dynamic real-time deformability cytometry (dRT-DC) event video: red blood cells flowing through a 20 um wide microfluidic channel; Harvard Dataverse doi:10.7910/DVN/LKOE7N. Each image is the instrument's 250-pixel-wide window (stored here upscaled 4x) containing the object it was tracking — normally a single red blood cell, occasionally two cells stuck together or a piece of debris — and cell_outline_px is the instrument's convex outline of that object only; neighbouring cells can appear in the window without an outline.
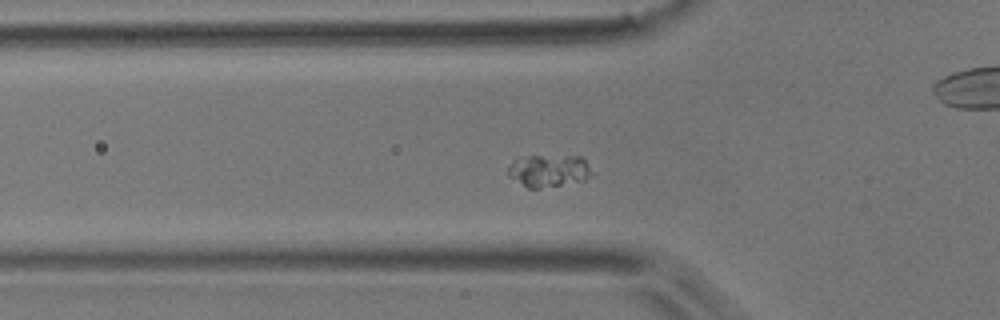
{"species": "common noctule bat (a hibernating species)", "species_latin": "Nyctalus noctula", "temperature_condition": "room temperature", "stored_images_in_passage": 49, "camera_frame_rate_fps": 3000, "um_per_image_px": 0.085, "animal": {"sex": "male", "body_mass_g": 17.9}, "frame": {"image": 1, "passage_image": 13, "time_ms": 4.0, "image_size_px": [1000, 320], "cell_outline_px": [[596, 176], [584, 180], [540, 188], [528, 188], [508, 176], [508, 168], [516, 156], [580, 156], [596, 172]], "centroid_in_image_um": [46.69, 14.5], "position_along_channel_um": 79.1, "area_um2": 16.07}}
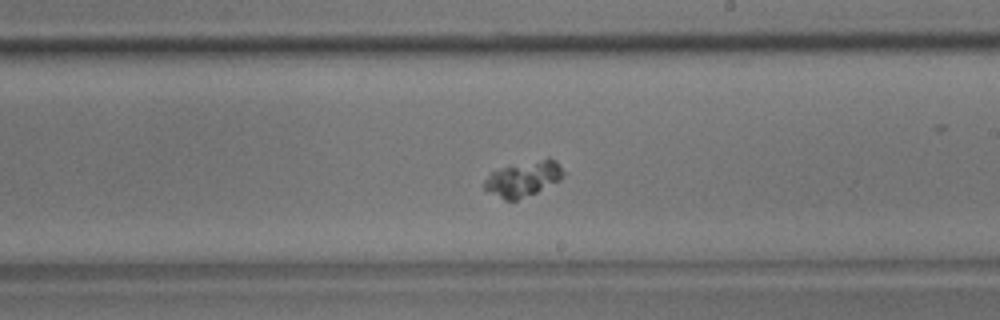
{"frame": {"image": 2, "passage_image": 26, "time_ms": 8.333, "image_size_px": [1000, 320], "cell_outline_px": [[568, 172], [560, 180], [536, 192], [516, 200], [504, 200], [488, 192], [484, 188], [484, 180], [492, 172], [504, 168], [548, 156], [556, 160]], "centroid_in_image_um": [44.56, 15.18], "position_along_channel_um": 244.4, "area_um2": 16.3}}
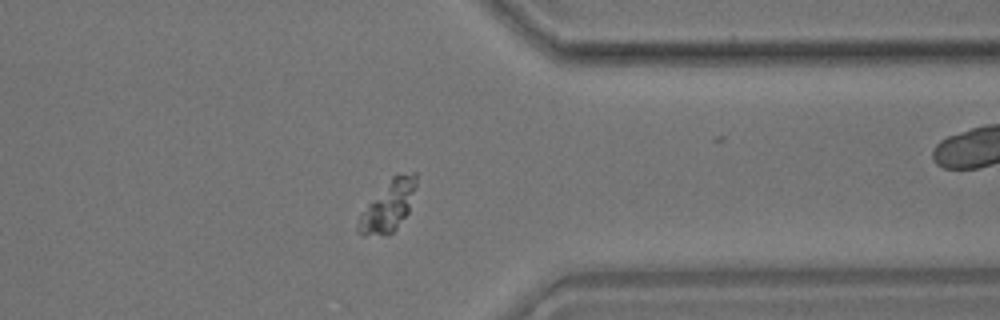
{"frame": {"image": 3, "passage_image": 37, "time_ms": 12.0, "image_size_px": [1000, 320], "cell_outline_px": [[416, 188], [408, 212], [396, 228], [392, 232], [364, 236], [360, 236], [356, 232], [356, 224], [360, 216], [368, 204], [392, 176], [412, 172], [416, 172]], "centroid_in_image_um": [32.99, 17.52], "position_along_channel_um": 378.4, "area_um2": 16.65}}